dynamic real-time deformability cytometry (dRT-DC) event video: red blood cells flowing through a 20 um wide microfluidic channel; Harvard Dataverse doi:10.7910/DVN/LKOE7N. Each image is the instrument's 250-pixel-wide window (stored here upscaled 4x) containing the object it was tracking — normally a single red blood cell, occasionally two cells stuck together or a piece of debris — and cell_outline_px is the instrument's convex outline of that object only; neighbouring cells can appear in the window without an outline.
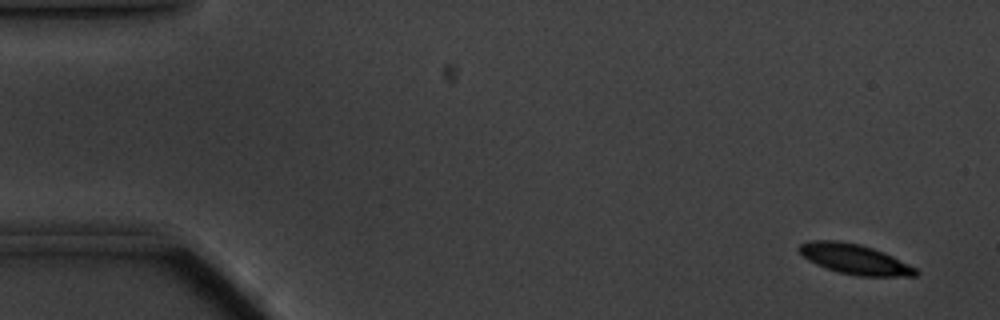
{"species": "common noctule bat (a hibernating species)", "species_latin": "Nyctalus noctula", "temperature_condition": "cold", "stored_images_in_passage": 59, "segment_of_instrument_passage": [1, 2], "camera_frame_rate_fps": 3000, "um_per_image_px": 0.085, "animal": {"sex": "male", "body_mass_g": 20.1, "forearm_length_mm": 53.5}, "frame": {"image": 1, "passage_image": 2, "time_ms": 0.333, "image_size_px": [1000, 320], "cell_outline_px": [[920, 272], [916, 276], [860, 276], [840, 272], [816, 264], [808, 260], [796, 248], [800, 244], [812, 240], [836, 240], [860, 244], [884, 252], [916, 268]], "centroid_in_image_um": [72.65, 22.02], "position_along_channel_um": 12.4, "area_um2": 20.23}}
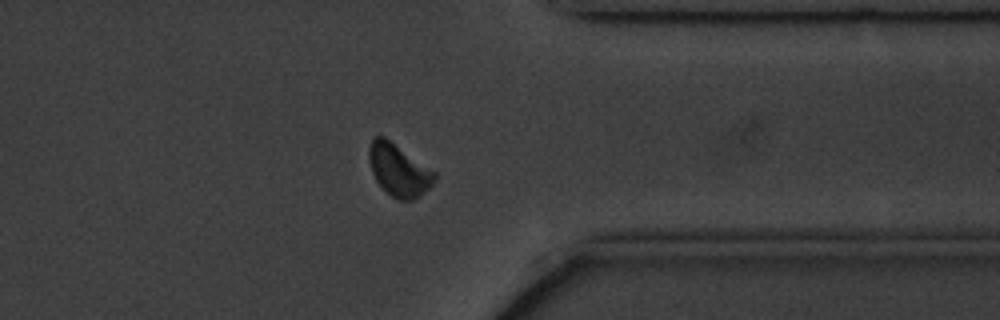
{"frame": {"image": 2, "passage_image": 45, "time_ms": 14.667, "image_size_px": [1000, 320], "cell_outline_px": [[436, 176], [432, 184], [420, 196], [412, 200], [396, 200], [376, 180], [372, 172], [368, 156], [368, 148], [372, 136], [384, 136], [436, 172]], "centroid_in_image_um": [33.88, 14.44], "position_along_channel_um": 377.5, "area_um2": 19.77}}
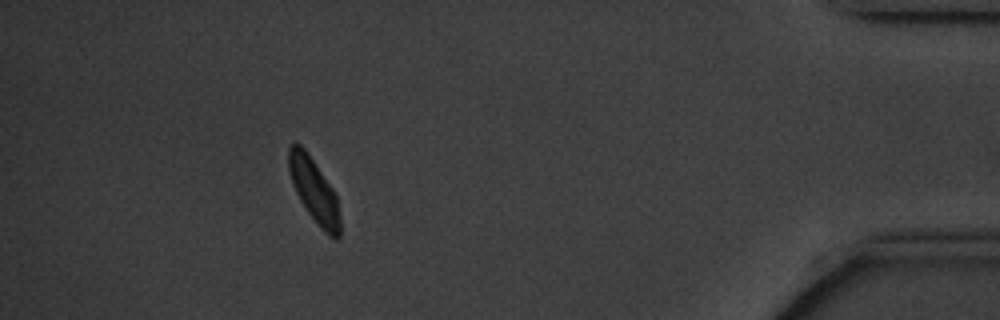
{"frame": {"image": 3, "passage_image": 52, "time_ms": 17.0, "image_size_px": [1000, 320], "cell_outline_px": [[340, 236], [336, 240], [328, 236], [320, 228], [308, 212], [300, 200], [296, 192], [288, 168], [288, 148], [292, 144], [300, 144], [308, 152], [332, 188], [336, 196], [340, 216]], "centroid_in_image_um": [26.71, 16.22], "position_along_channel_um": 408.5, "area_um2": 19.02}}